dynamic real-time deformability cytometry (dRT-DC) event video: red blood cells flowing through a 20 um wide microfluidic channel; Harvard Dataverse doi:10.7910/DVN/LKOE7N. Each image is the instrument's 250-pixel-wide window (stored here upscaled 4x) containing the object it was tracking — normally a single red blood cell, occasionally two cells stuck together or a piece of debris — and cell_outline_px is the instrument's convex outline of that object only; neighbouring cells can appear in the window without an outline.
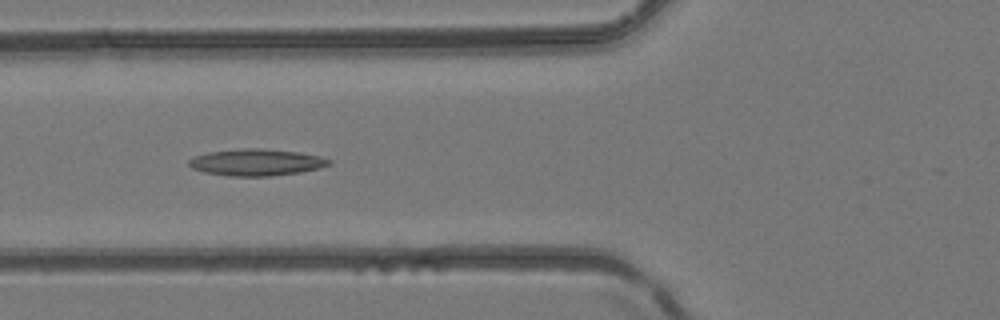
{"species": "common noctule bat (a hibernating species)", "species_latin": "Nyctalus noctula", "temperature_condition": "room temperature", "stored_images_in_passage": 43, "camera_frame_rate_fps": 3000, "um_per_image_px": 0.085, "animal": {"sex": "female", "body_mass_g": 24.6, "forearm_length_mm": 56.2}, "frame": {"image": 1, "passage_image": 16, "time_ms": 5.0, "image_size_px": [1000, 320], "cell_outline_px": [[332, 164], [320, 168], [300, 172], [272, 176], [228, 176], [204, 172], [192, 168], [188, 164], [188, 160], [196, 156], [208, 152], [244, 148], [260, 148], [300, 152], [320, 156], [332, 160]], "centroid_in_image_um": [21.82, 13.8], "position_along_channel_um": 104.0, "area_um2": 21.91}}
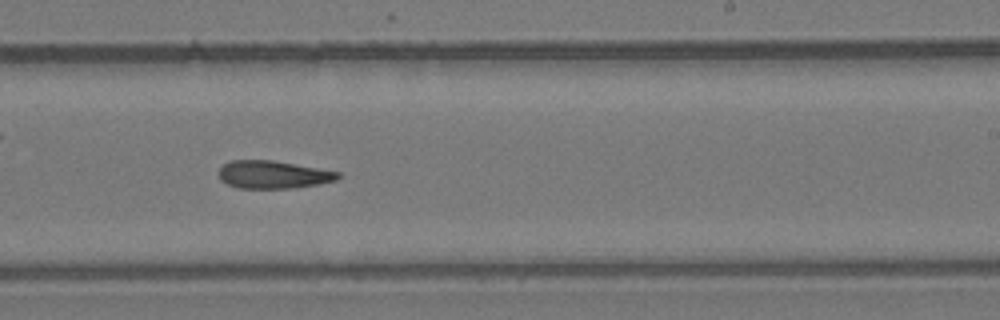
{"frame": {"image": 2, "passage_image": 26, "time_ms": 8.333, "image_size_px": [1000, 320], "cell_outline_px": [[340, 176], [336, 180], [296, 188], [236, 188], [220, 180], [220, 168], [224, 164], [232, 160], [272, 160], [340, 172]], "centroid_in_image_um": [23.2, 14.84], "position_along_channel_um": 265.8, "area_um2": 19.13}}
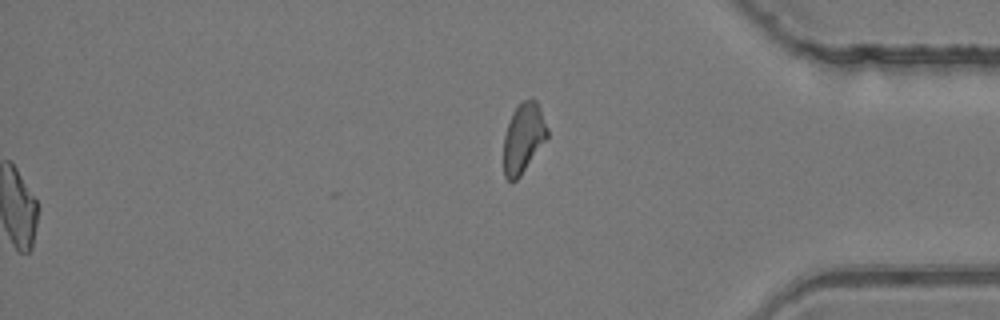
{"frame": {"image": 3, "passage_image": 43, "time_ms": 14.0, "image_size_px": [1000, 320], "cell_outline_px": [[548, 136], [520, 176], [512, 184], [504, 176], [504, 136], [512, 112], [524, 100], [532, 96], [536, 100], [540, 108], [548, 128]], "centroid_in_image_um": [44.49, 11.72], "position_along_channel_um": 390.7, "area_um2": 17.69}}